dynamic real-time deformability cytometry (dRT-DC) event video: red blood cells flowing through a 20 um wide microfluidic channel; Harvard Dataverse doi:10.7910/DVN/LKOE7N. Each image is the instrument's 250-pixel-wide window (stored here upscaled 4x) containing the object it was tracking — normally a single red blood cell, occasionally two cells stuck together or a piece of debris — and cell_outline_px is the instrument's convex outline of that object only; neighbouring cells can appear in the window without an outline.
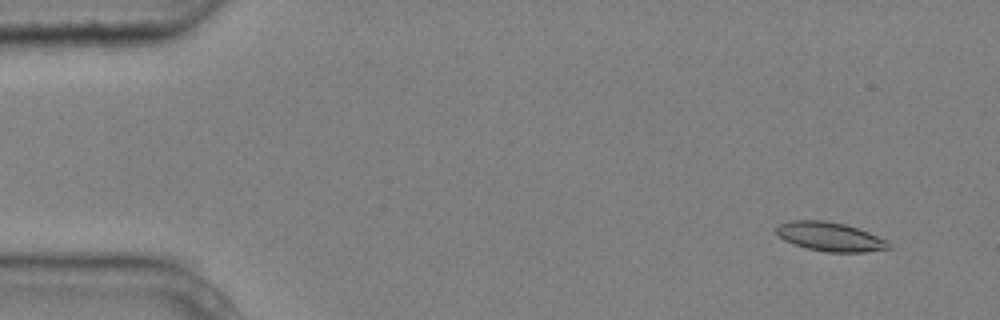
{"species": "common noctule bat (a hibernating species)", "species_latin": "Nyctalus noctula", "temperature_condition": "cold", "stored_images_in_passage": 4, "camera_frame_rate_fps": 3000, "um_per_image_px": 0.085, "animal": {"sex": "male", "body_mass_g": 20.4}, "frame": {"image": 1, "passage_image": 1, "time_ms": 0.0, "image_size_px": [1000, 320], "cell_outline_px": [[892, 248], [864, 252], [824, 252], [792, 244], [784, 240], [776, 232], [776, 228], [780, 224], [792, 220], [824, 220], [844, 224], [868, 232], [888, 240]], "centroid_in_image_um": [70.57, 20.12], "position_along_channel_um": 14.4, "area_um2": 18.96}}
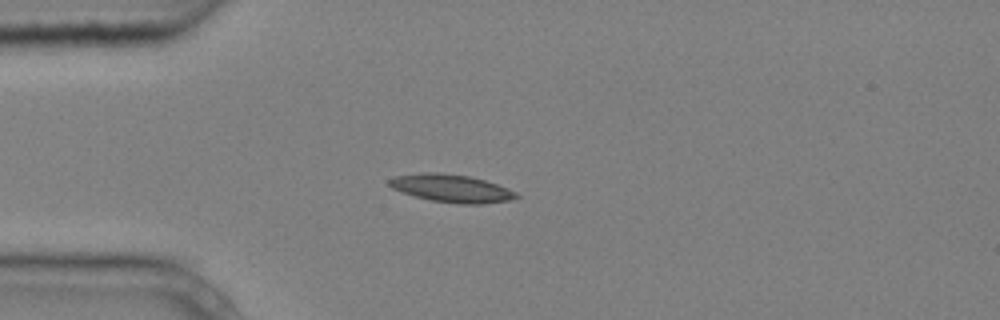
{"frame": {"image": 2, "passage_image": 4, "time_ms": 1.0, "image_size_px": [1000, 320], "cell_outline_px": [[520, 196], [512, 200], [480, 204], [460, 204], [432, 200], [416, 196], [392, 188], [388, 184], [388, 180], [396, 176], [424, 172], [436, 172], [468, 176], [484, 180], [508, 188], [516, 192]], "centroid_in_image_um": [38.4, 16.01], "position_along_channel_um": 46.6, "area_um2": 20.35}}